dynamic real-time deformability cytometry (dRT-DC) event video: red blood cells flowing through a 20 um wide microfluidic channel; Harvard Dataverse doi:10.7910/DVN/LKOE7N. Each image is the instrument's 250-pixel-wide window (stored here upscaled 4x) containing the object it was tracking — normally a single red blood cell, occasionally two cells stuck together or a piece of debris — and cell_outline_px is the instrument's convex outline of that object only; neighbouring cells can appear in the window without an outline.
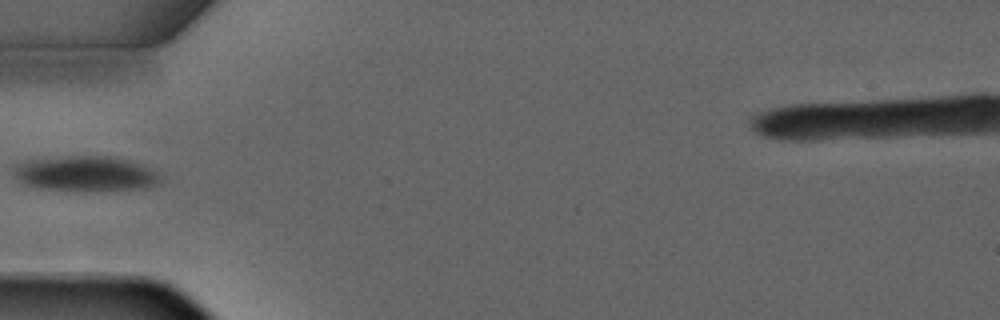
{"species": "common noctule bat (a hibernating species)", "species_latin": "Nyctalus noctula", "temperature_condition": "warm", "stored_images_in_passage": 5, "camera_frame_rate_fps": 3000, "um_per_image_px": 0.085, "animal": {"sex": "male", "forearm_length_mm": 52.5}, "frame": {"image": 1, "passage_image": 5, "time_ms": 4.333, "image_size_px": [1000, 320], "cell_outline_px": [[164, 176], [156, 184], [144, 188], [112, 192], [76, 192], [40, 188], [24, 184], [12, 172], [12, 164], [24, 160], [64, 156], [112, 156], [128, 160], [156, 172]], "centroid_in_image_um": [7.23, 14.79], "position_along_channel_um": 77.8, "area_um2": 31.04}}